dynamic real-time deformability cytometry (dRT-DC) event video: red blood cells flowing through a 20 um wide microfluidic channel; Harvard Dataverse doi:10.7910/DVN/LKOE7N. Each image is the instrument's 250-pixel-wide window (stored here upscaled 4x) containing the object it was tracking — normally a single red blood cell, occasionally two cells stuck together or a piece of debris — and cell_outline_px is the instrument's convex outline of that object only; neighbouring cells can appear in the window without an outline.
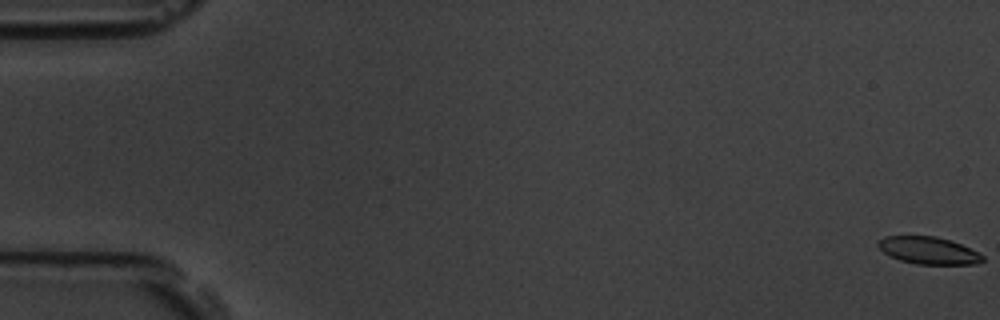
{"species": "common noctule bat (a hibernating species)", "species_latin": "Nyctalus noctula", "temperature_condition": "room temperature", "stored_images_in_passage": 59, "camera_frame_rate_fps": 3000, "um_per_image_px": 0.085, "animal": {"sex": "male", "body_mass_g": 19.5, "forearm_length_mm": 54.6}, "frame": {"image": 1, "passage_image": 1, "time_ms": 0.0, "image_size_px": [1000, 320], "cell_outline_px": [[984, 260], [976, 264], [916, 264], [900, 260], [884, 252], [876, 244], [884, 236], [936, 236], [960, 244], [984, 256]], "centroid_in_image_um": [78.91, 21.29], "position_along_channel_um": 6.1, "area_um2": 16.3}}
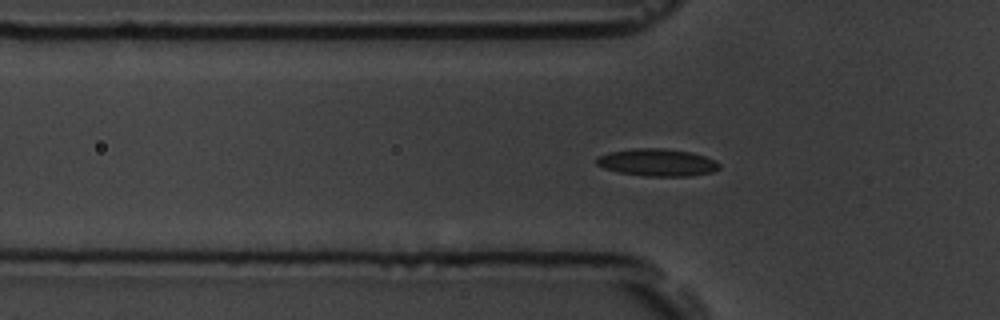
{"frame": {"image": 2, "passage_image": 20, "time_ms": 6.333, "image_size_px": [1000, 320], "cell_outline_px": [[720, 168], [712, 172], [688, 176], [644, 176], [620, 172], [604, 168], [596, 164], [596, 160], [600, 156], [608, 152], [632, 148], [664, 148], [692, 152], [716, 160], [720, 164]], "centroid_in_image_um": [55.89, 13.8], "position_along_channel_um": 69.9, "area_um2": 19.59}}
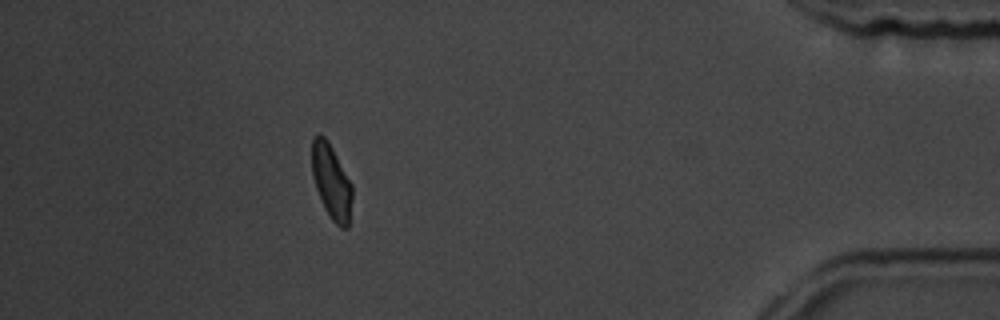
{"frame": {"image": 3, "passage_image": 53, "time_ms": 17.333, "image_size_px": [1000, 320], "cell_outline_px": [[352, 200], [348, 228], [340, 228], [332, 220], [324, 208], [316, 188], [312, 176], [312, 140], [320, 132], [328, 140], [352, 184]], "centroid_in_image_um": [28.17, 15.45], "position_along_channel_um": 407.0, "area_um2": 17.57}, "authors_computed_cell_mechanics": {"area_um2": 17.9758, "velocity_mm_per_s": 3.5347, "shape_relaxation_time_tau1_ms": 2.8528, "shape_relaxation_time_tau2_ms": 1.726, "deformation_change_tau1": 0.1048, "deformation_change_tau2": 0.0697}}